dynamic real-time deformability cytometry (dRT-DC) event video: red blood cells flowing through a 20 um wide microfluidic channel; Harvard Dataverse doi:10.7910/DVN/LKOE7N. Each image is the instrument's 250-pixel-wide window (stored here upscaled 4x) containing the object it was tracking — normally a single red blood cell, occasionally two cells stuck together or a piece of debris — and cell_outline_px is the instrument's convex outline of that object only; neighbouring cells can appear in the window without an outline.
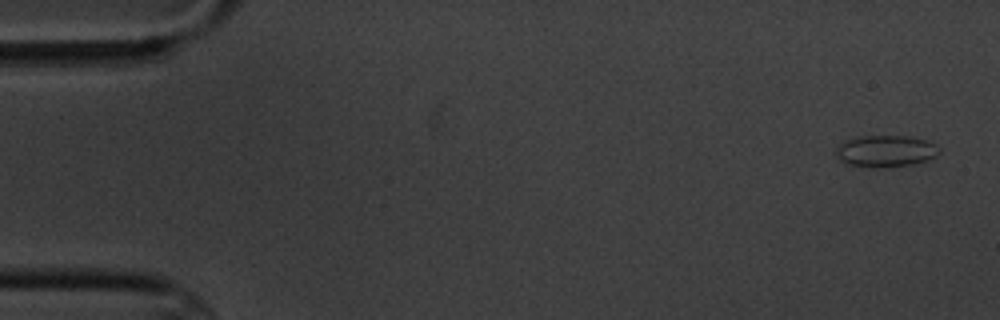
{"species": "common noctule bat (a hibernating species)", "species_latin": "Nyctalus noctula", "temperature_condition": "cold", "stored_images_in_passage": 5, "camera_frame_rate_fps": 3000, "um_per_image_px": 0.085, "animal": {"sex": "male", "body_mass_g": 20.1, "forearm_length_mm": 53.5}, "frame": {"image": 1, "passage_image": 1, "time_ms": 0.0, "image_size_px": [1000, 320], "cell_outline_px": [[940, 152], [936, 156], [928, 160], [916, 164], [876, 168], [868, 168], [844, 164], [836, 156], [836, 148], [844, 140], [856, 136], [908, 136], [928, 140], [936, 144], [940, 148]], "centroid_in_image_um": [75.27, 12.85], "position_along_channel_um": 9.7, "area_um2": 19.59}}
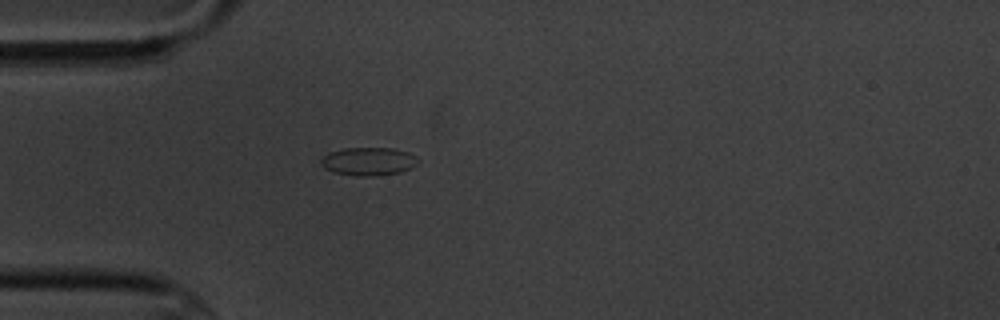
{"frame": {"image": 2, "passage_image": 5, "time_ms": 4.667, "image_size_px": [1000, 320], "cell_outline_px": [[420, 160], [412, 168], [400, 172], [376, 176], [356, 176], [332, 172], [324, 168], [320, 164], [320, 160], [328, 152], [344, 148], [392, 148], [408, 152], [416, 156]], "centroid_in_image_um": [31.31, 13.72], "position_along_channel_um": 53.7, "area_um2": 16.13}}